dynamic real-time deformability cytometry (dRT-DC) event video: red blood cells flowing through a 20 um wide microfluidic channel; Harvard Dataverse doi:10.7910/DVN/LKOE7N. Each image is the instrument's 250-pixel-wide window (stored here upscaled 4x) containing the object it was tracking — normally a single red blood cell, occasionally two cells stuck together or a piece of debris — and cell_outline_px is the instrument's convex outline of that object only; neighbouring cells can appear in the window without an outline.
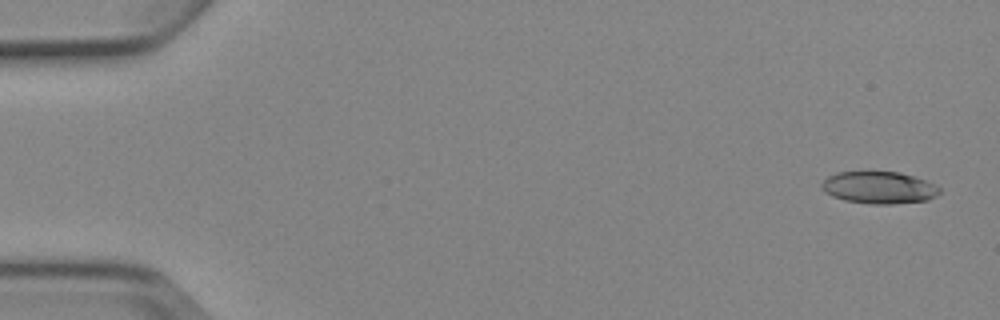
{"species": "Egyptian fruit bat (a non-hibernating species)", "species_latin": "Rousettus aegyptiacus", "temperature_condition": "cold", "stored_images_in_passage": 5, "camera_frame_rate_fps": 3000, "um_per_image_px": 0.085, "animal": {"sex": "female"}, "frame": {"image": 1, "passage_image": 1, "time_ms": 0.0, "image_size_px": [1000, 320], "cell_outline_px": [[940, 192], [936, 196], [928, 200], [892, 204], [868, 204], [844, 200], [832, 196], [824, 192], [820, 188], [820, 184], [828, 176], [836, 172], [900, 172], [924, 180], [940, 188]], "centroid_in_image_um": [74.67, 15.95], "position_along_channel_um": 10.3, "area_um2": 22.08}}
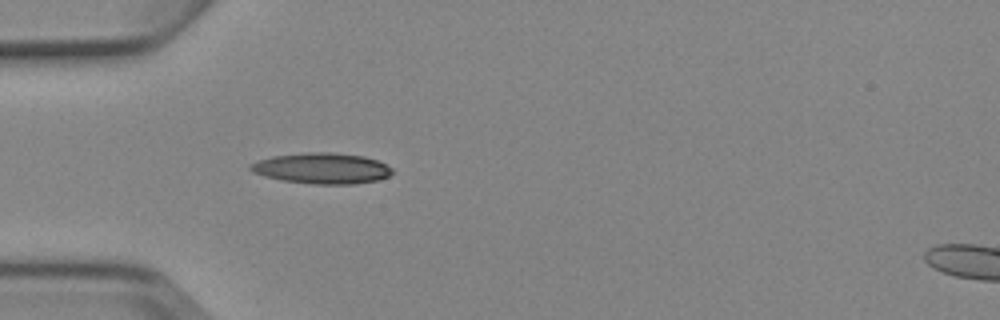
{"frame": {"image": 2, "passage_image": 5, "time_ms": 4.667, "image_size_px": [1000, 320], "cell_outline_px": [[392, 172], [388, 176], [380, 180], [356, 184], [312, 184], [280, 180], [264, 176], [252, 172], [248, 168], [248, 164], [272, 156], [308, 152], [332, 152], [364, 156], [376, 160], [392, 168]], "centroid_in_image_um": [27.34, 14.31], "position_along_channel_um": 57.7, "area_um2": 25.61}}